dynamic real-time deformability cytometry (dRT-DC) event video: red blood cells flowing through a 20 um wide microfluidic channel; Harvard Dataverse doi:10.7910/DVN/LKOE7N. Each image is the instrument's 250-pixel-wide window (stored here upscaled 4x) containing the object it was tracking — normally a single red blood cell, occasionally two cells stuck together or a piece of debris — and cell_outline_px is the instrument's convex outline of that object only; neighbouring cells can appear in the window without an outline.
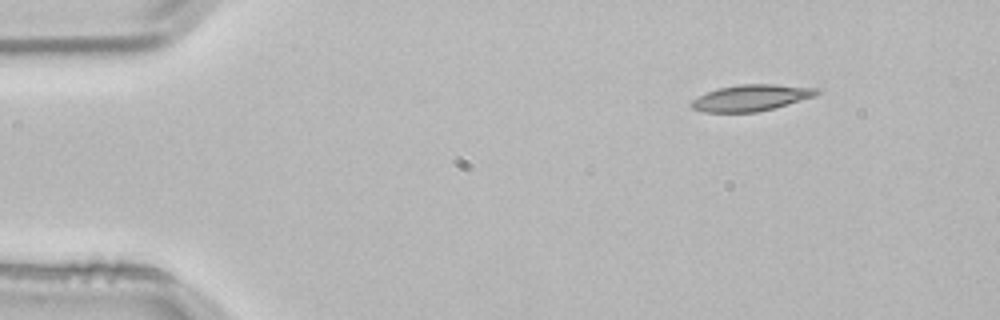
{"species": "common noctule bat (a hibernating species)", "species_latin": "Nyctalus noctula", "temperature_condition": "room temperature", "stored_images_in_passage": 2, "camera_frame_rate_fps": 3000, "um_per_image_px": 0.085, "animal": {"sex": "male", "body_mass_g": 21.5, "forearm_length_mm": 52.0}, "frame": {"image": 1, "passage_image": 2, "time_ms": 0.333, "image_size_px": [1000, 320], "cell_outline_px": [[820, 92], [816, 96], [772, 108], [756, 112], [704, 112], [692, 108], [688, 104], [692, 100], [708, 92], [720, 88], [740, 84], [772, 84], [820, 88]], "centroid_in_image_um": [63.86, 8.31], "position_along_channel_um": 21.1, "area_um2": 19.02}}